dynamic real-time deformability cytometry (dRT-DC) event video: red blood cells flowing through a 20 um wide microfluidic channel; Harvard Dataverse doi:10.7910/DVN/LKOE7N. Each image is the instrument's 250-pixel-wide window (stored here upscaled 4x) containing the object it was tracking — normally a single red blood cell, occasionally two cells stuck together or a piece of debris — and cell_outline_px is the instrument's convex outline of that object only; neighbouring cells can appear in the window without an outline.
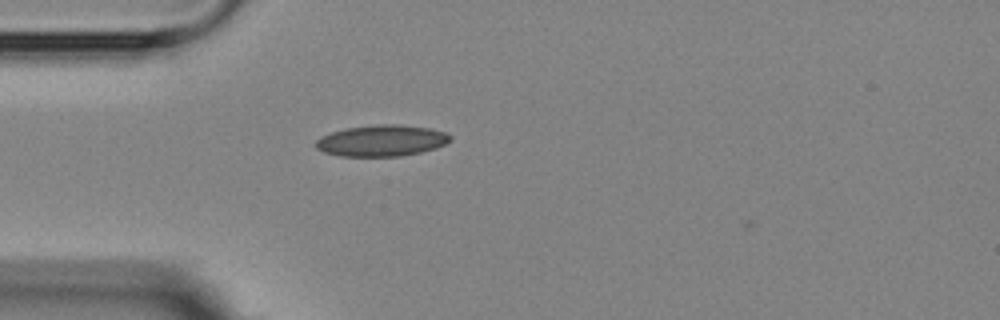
{"species": "Egyptian fruit bat (a non-hibernating species)", "species_latin": "Rousettus aegyptiacus", "temperature_condition": "room temperature", "stored_images_in_passage": 2, "camera_frame_rate_fps": 3000, "um_per_image_px": 0.085, "animal": {"sex": "female"}, "frame": {"image": 1, "passage_image": 2, "time_ms": 1.0, "image_size_px": [1000, 320], "cell_outline_px": [[452, 140], [436, 148], [420, 152], [400, 156], [340, 156], [324, 152], [316, 148], [316, 140], [320, 136], [344, 128], [376, 124], [400, 124], [432, 128], [444, 132], [452, 136]], "centroid_in_image_um": [32.44, 11.94], "position_along_channel_um": 52.6, "area_um2": 24.68}}